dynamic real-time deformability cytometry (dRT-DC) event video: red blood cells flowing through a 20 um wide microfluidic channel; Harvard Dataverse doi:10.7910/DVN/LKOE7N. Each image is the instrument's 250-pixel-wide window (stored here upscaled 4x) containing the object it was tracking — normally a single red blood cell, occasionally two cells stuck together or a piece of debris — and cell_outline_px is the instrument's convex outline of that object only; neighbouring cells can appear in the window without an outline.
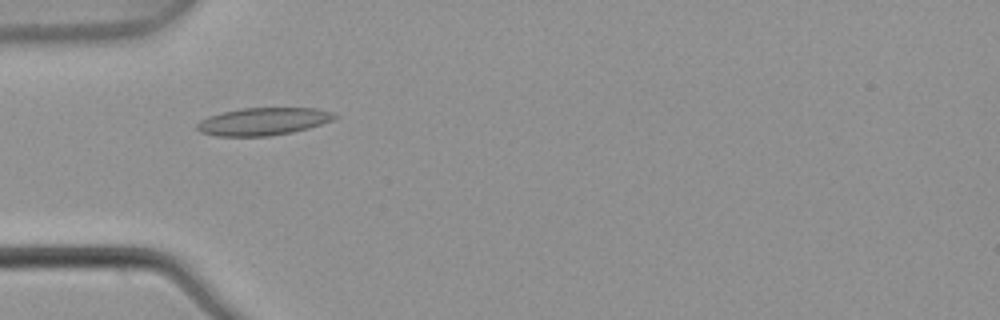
{"species": "common noctule bat (a hibernating species)", "species_latin": "Nyctalus noctula", "temperature_condition": "warm", "stored_images_in_passage": 6, "camera_frame_rate_fps": 3000, "um_per_image_px": 0.085, "animal": {"sex": "male", "body_mass_g": 21.5, "forearm_length_mm": 52.0}, "frame": {"image": 1, "passage_image": 5, "time_ms": 1.333, "image_size_px": [1000, 320], "cell_outline_px": [[336, 116], [332, 120], [308, 128], [292, 132], [268, 136], [216, 136], [200, 132], [196, 128], [196, 124], [200, 120], [208, 116], [240, 108], [316, 108], [332, 112]], "centroid_in_image_um": [22.32, 10.32], "position_along_channel_um": 62.7, "area_um2": 21.96}}
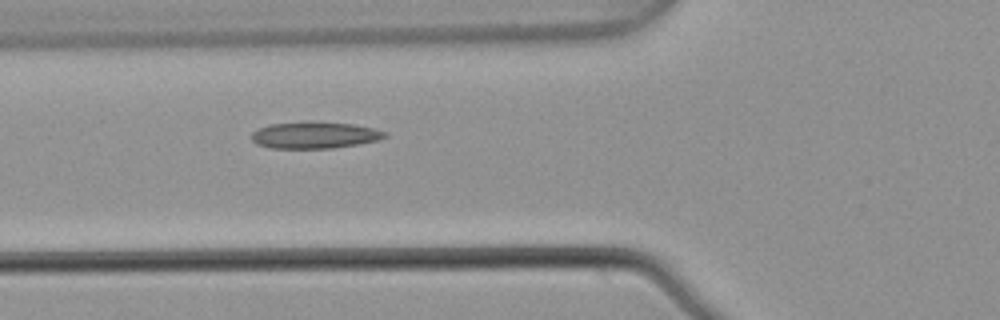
{"frame": {"image": 2, "passage_image": 6, "time_ms": 1.667, "image_size_px": [1000, 320], "cell_outline_px": [[388, 136], [380, 140], [360, 144], [332, 148], [268, 148], [256, 144], [252, 140], [252, 132], [268, 124], [308, 120], [352, 124], [376, 128], [384, 132]], "centroid_in_image_um": [26.75, 11.47], "position_along_channel_um": 99.1, "area_um2": 21.15}}